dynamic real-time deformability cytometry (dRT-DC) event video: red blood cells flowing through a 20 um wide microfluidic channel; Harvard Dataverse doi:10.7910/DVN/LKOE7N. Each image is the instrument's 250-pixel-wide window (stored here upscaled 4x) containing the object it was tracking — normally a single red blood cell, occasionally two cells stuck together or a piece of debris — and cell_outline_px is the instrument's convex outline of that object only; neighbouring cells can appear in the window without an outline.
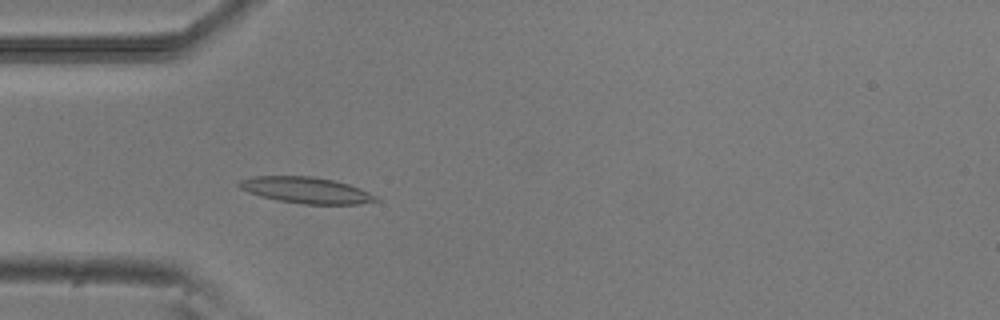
{"species": "common noctule bat (a hibernating species)", "species_latin": "Nyctalus noctula", "temperature_condition": "room temperature", "stored_images_in_passage": 48, "camera_frame_rate_fps": 3000, "um_per_image_px": 0.085, "animal": {"sex": "male", "body_mass_g": 20.5, "forearm_length_mm": 52.5}, "frame": {"image": 1, "passage_image": 12, "time_ms": 3.667, "image_size_px": [1000, 320], "cell_outline_px": [[380, 200], [360, 204], [304, 204], [280, 200], [260, 196], [248, 192], [240, 188], [236, 184], [240, 180], [252, 176], [312, 176], [332, 180], [348, 184], [360, 188], [376, 196]], "centroid_in_image_um": [26.0, 16.16], "position_along_channel_um": 59.0, "area_um2": 20.75}}
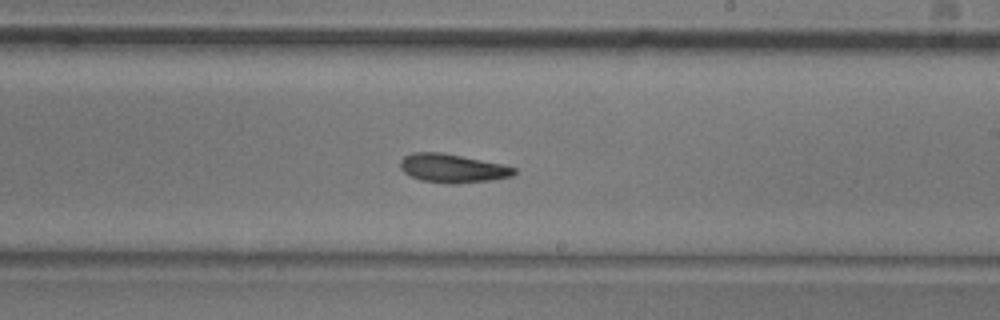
{"frame": {"image": 2, "passage_image": 27, "time_ms": 8.667, "image_size_px": [1000, 320], "cell_outline_px": [[516, 172], [512, 176], [488, 180], [456, 184], [448, 184], [420, 180], [404, 172], [400, 168], [400, 160], [404, 156], [412, 152], [440, 152], [500, 164], [516, 168]], "centroid_in_image_um": [38.41, 14.31], "position_along_channel_um": 250.6, "area_um2": 18.79}}
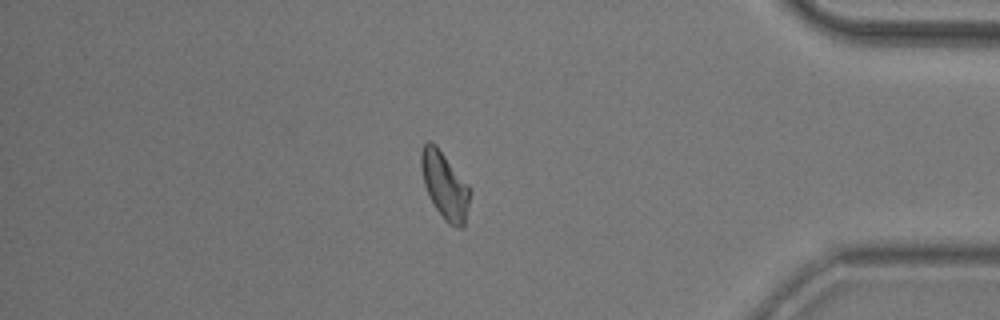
{"frame": {"image": 3, "passage_image": 41, "time_ms": 13.333, "image_size_px": [1000, 320], "cell_outline_px": [[472, 192], [464, 228], [460, 228], [448, 224], [444, 220], [436, 208], [424, 184], [420, 168], [420, 152], [424, 144], [428, 140], [436, 144], [468, 184]], "centroid_in_image_um": [37.82, 15.76], "position_along_channel_um": 397.4, "area_um2": 19.25}, "authors_computed_cell_mechanics": {"area_um2": 18.9295, "velocity_mm_per_s": 3.8674, "shape_relaxation_time_tau1_ms": 5.9565, "shape_relaxation_time_tau2_ms": 3.9055, "deformation_change_tau1": 0.1506, "deformation_change_tau2": 0.084}}